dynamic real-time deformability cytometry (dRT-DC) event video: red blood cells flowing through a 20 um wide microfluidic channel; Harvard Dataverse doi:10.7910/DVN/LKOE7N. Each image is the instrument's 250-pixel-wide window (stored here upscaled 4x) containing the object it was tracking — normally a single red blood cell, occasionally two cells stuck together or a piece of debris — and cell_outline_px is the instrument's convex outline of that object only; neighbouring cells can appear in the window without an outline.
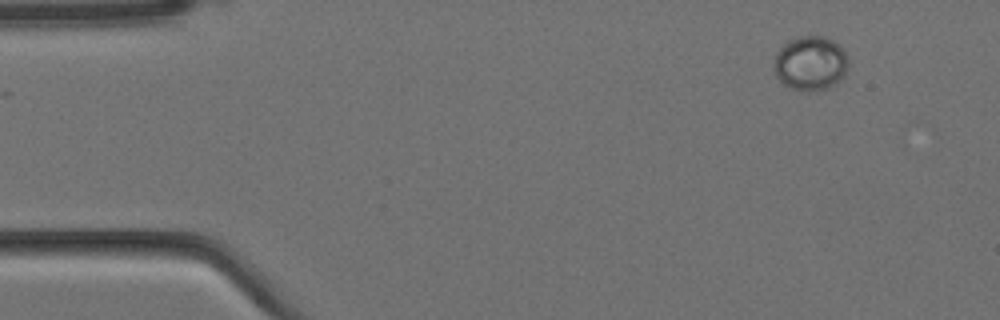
{"species": "Egyptian fruit bat (a non-hibernating species)", "species_latin": "Rousettus aegyptiacus", "temperature_condition": "cold", "stored_images_in_passage": 4, "camera_frame_rate_fps": 3000, "um_per_image_px": 0.085, "animal": {"sex": "female"}, "frame": {"image": 1, "passage_image": 1, "time_ms": 0.0, "image_size_px": [1000, 320], "cell_outline_px": [[848, 64], [844, 76], [836, 84], [828, 88], [812, 92], [808, 92], [792, 88], [784, 84], [776, 76], [776, 52], [788, 40], [800, 36], [824, 36], [840, 44], [844, 48], [848, 56]], "centroid_in_image_um": [68.94, 5.37], "position_along_channel_um": 16.1, "area_um2": 23.7}}